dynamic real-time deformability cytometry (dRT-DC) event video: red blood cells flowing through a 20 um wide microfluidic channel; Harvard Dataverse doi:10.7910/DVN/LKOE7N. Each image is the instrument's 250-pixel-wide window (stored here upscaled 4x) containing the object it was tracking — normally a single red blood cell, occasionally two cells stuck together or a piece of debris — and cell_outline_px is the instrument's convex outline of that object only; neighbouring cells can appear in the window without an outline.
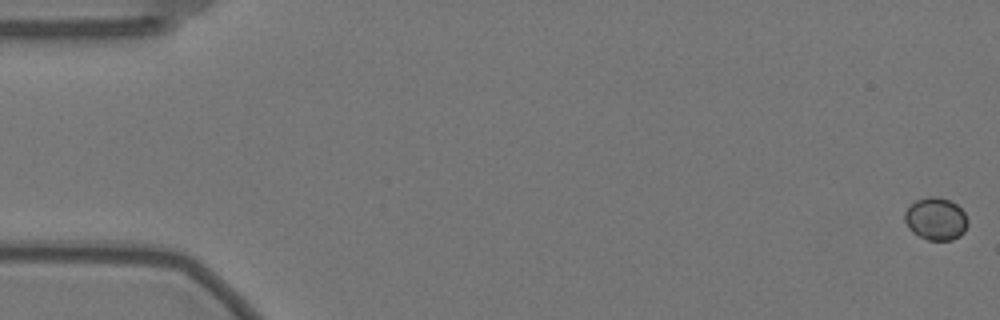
{"species": "Egyptian fruit bat (a non-hibernating species)", "species_latin": "Rousettus aegyptiacus", "temperature_condition": "warm", "stored_images_in_passage": 58, "camera_frame_rate_fps": 3000, "um_per_image_px": 0.085, "animal": {"sex": "female"}, "frame": {"image": 1, "passage_image": 1, "time_ms": 0.0, "image_size_px": [1000, 320], "cell_outline_px": [[968, 224], [964, 232], [960, 236], [952, 240], [928, 240], [912, 232], [908, 228], [904, 220], [904, 212], [916, 200], [928, 196], [936, 196], [948, 200], [956, 204], [964, 212], [968, 220]], "centroid_in_image_um": [79.55, 18.61], "position_along_channel_um": 5.5, "area_um2": 15.66}}
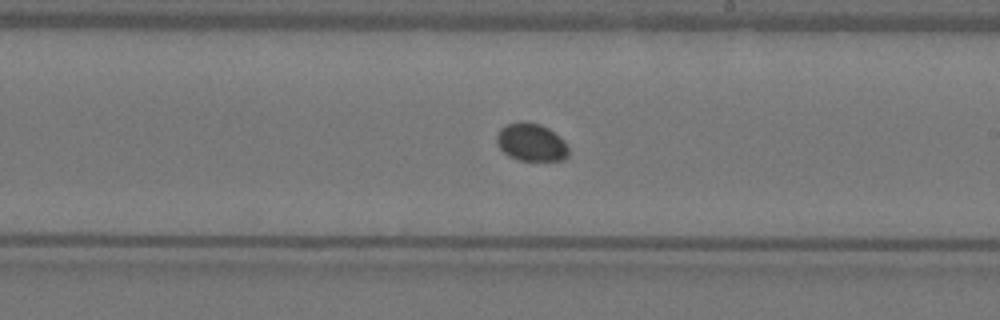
{"frame": {"image": 2, "passage_image": 34, "time_ms": 11.0, "image_size_px": [1000, 320], "cell_outline_px": [[568, 156], [564, 160], [520, 160], [508, 156], [500, 148], [496, 140], [496, 136], [500, 128], [508, 124], [520, 120], [524, 120], [540, 124], [548, 128], [564, 140], [568, 148]], "centroid_in_image_um": [45.15, 12.08], "position_along_channel_um": 243.9, "area_um2": 15.9}}
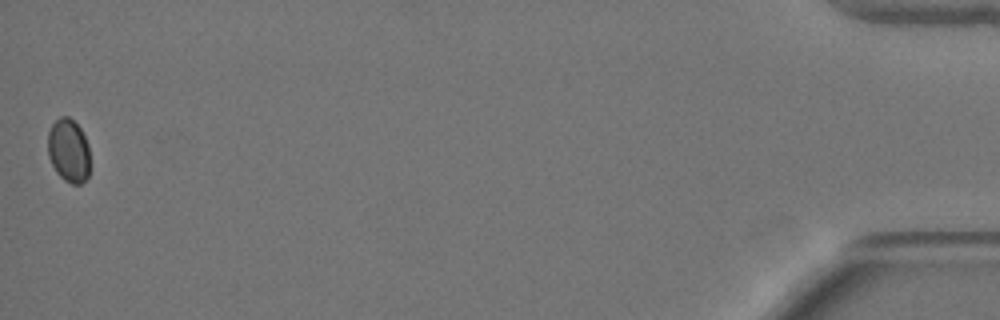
{"frame": {"image": 3, "passage_image": 58, "time_ms": 19.0, "image_size_px": [1000, 320], "cell_outline_px": [[88, 176], [80, 184], [72, 184], [64, 180], [56, 172], [48, 156], [48, 132], [52, 124], [60, 116], [68, 116], [80, 128], [88, 144]], "centroid_in_image_um": [5.81, 12.79], "position_along_channel_um": 429.4, "area_um2": 15.43}, "authors_computed_cell_mechanics": {"area_um2": 15.6927, "velocity_mm_per_s": 3.5239, "shape_relaxation_time_tau1_ms": 0.5749, "shape_relaxation_time_tau2_ms": null, "deformation_change_tau1": null, "deformation_change_tau2": null}}